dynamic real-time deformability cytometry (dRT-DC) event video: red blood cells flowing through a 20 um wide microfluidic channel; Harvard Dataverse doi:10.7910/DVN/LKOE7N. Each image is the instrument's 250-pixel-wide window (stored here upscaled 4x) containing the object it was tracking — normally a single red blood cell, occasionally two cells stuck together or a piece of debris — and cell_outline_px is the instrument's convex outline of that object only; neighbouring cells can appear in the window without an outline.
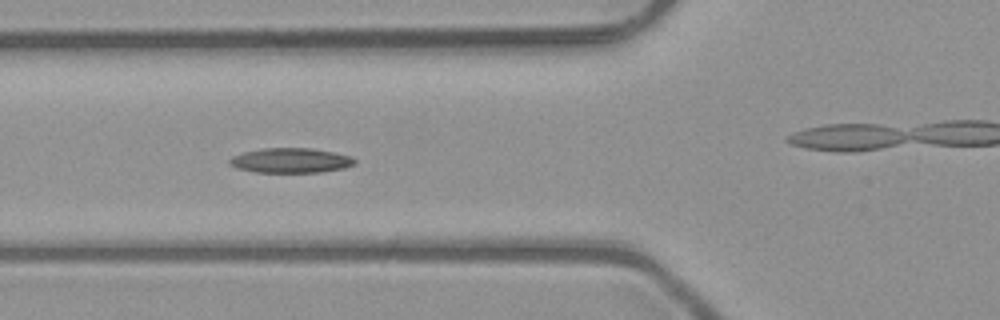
{"species": "common noctule bat (a hibernating species)", "species_latin": "Nyctalus noctula", "temperature_condition": "room temperature", "stored_images_in_passage": 7, "camera_frame_rate_fps": 3000, "um_per_image_px": 0.085, "animal": {"sex": "male", "body_mass_g": 23.1, "forearm_length_mm": 52.7}, "frame": {"image": 1, "passage_image": 5, "time_ms": 1.333, "image_size_px": [1000, 320], "cell_outline_px": [[356, 164], [344, 168], [320, 172], [256, 172], [236, 168], [228, 164], [228, 160], [232, 156], [244, 152], [260, 148], [312, 148], [352, 156], [356, 160]], "centroid_in_image_um": [24.7, 13.63], "position_along_channel_um": 101.1, "area_um2": 18.21}}